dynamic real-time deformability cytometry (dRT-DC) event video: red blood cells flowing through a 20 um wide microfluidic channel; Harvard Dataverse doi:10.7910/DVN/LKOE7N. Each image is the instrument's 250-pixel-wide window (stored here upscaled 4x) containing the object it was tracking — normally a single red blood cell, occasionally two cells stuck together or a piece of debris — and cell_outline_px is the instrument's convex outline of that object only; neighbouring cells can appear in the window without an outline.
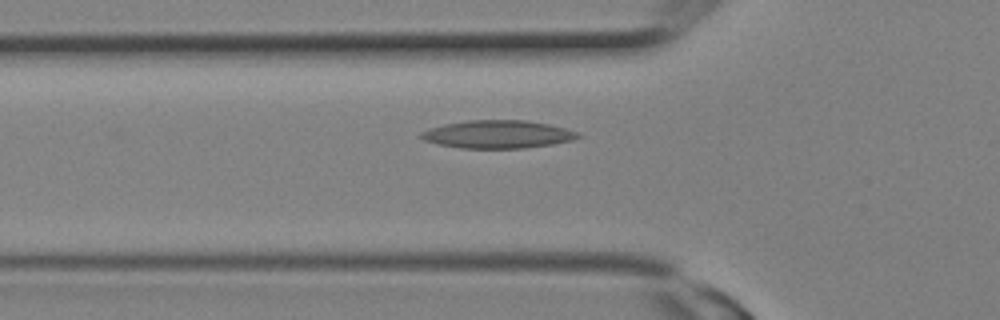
{"species": "Egyptian fruit bat (a non-hibernating species)", "species_latin": "Rousettus aegyptiacus", "temperature_condition": "room temperature", "stored_images_in_passage": 4, "camera_frame_rate_fps": 3000, "um_per_image_px": 0.085, "animal": {"sex": "female"}, "frame": {"image": 1, "passage_image": 2, "time_ms": 0.333, "image_size_px": [1000, 320], "cell_outline_px": [[584, 136], [572, 140], [552, 144], [524, 148], [460, 148], [436, 144], [424, 140], [420, 136], [420, 132], [428, 128], [444, 124], [468, 120], [524, 120], [548, 124], [564, 128], [576, 132]], "centroid_in_image_um": [42.27, 11.41], "position_along_channel_um": 83.5, "area_um2": 25.55}}
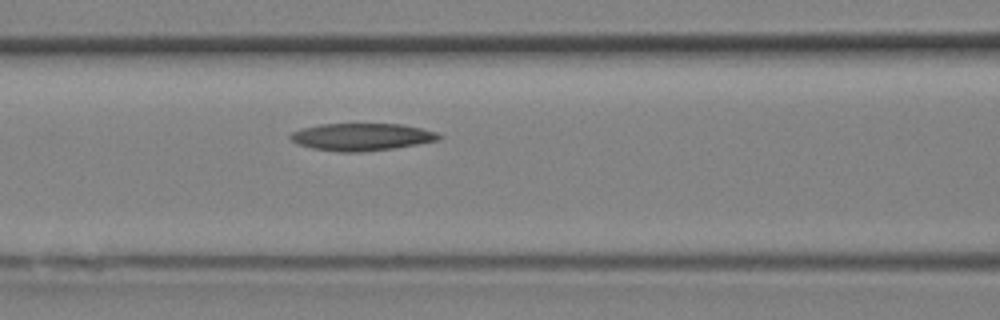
{"frame": {"image": 2, "passage_image": 4, "time_ms": 1.0, "image_size_px": [1000, 320], "cell_outline_px": [[444, 136], [440, 140], [392, 148], [360, 152], [340, 152], [312, 148], [296, 144], [288, 136], [292, 132], [304, 128], [320, 124], [400, 124], [420, 128], [436, 132]], "centroid_in_image_um": [30.74, 11.64], "position_along_channel_um": 135.9, "area_um2": 23.52}}